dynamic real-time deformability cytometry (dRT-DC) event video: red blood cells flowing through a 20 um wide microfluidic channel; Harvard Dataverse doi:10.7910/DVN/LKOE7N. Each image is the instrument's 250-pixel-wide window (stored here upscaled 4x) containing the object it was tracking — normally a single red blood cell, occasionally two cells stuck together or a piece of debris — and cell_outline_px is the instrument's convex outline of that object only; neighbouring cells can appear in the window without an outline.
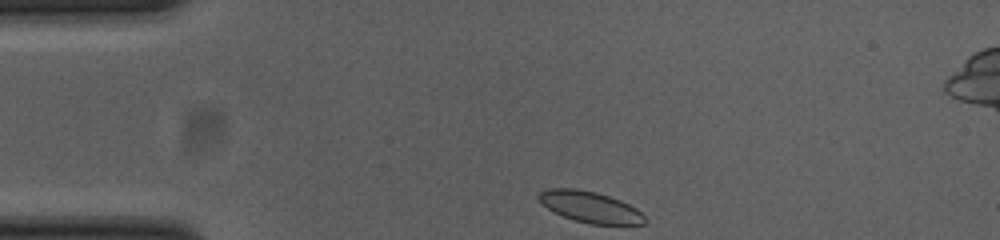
{"species": "common noctule bat (a hibernating species)", "species_latin": "Nyctalus noctula", "temperature_condition": "cold", "stored_images_in_passage": 36, "camera_frame_rate_fps": 3000, "um_per_image_px": 0.085, "animal": {"sex": "female", "body_mass_g": 23.0, "forearm_length_mm": 53.4}, "frame": {"image": 1, "passage_image": 1, "time_ms": 0.0, "image_size_px": [1000, 240], "cell_outline_px": [[644, 224], [588, 224], [552, 212], [536, 196], [540, 192], [548, 188], [576, 188], [596, 192], [620, 200], [636, 208], [644, 216]], "centroid_in_image_um": [50.13, 17.58], "position_along_channel_um": 34.9, "area_um2": 19.02}}
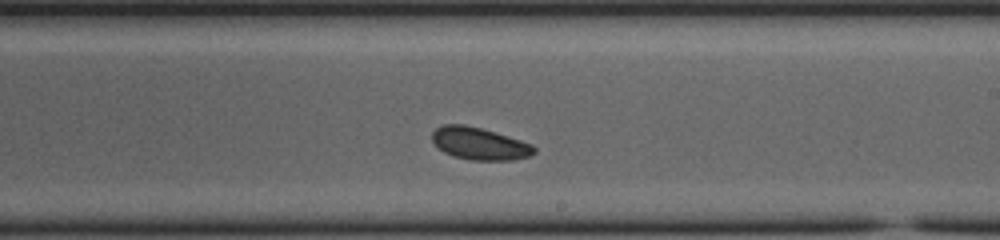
{"frame": {"image": 2, "passage_image": 22, "time_ms": 7.0, "image_size_px": [1000, 240], "cell_outline_px": [[536, 152], [528, 156], [512, 160], [472, 160], [452, 156], [444, 152], [432, 140], [432, 132], [440, 124], [464, 124], [480, 128], [508, 136], [532, 144], [536, 148]], "centroid_in_image_um": [40.74, 12.2], "position_along_channel_um": 248.3, "area_um2": 19.13}}
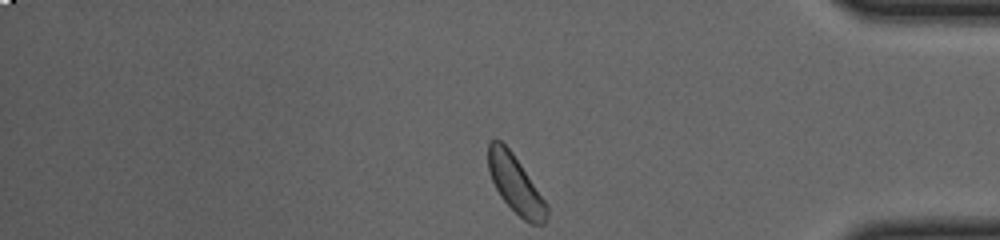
{"frame": {"image": 3, "passage_image": 36, "time_ms": 11.667, "image_size_px": [1000, 240], "cell_outline_px": [[548, 216], [544, 224], [528, 224], [500, 196], [492, 180], [488, 168], [488, 144], [492, 140], [500, 140], [512, 152], [548, 204]], "centroid_in_image_um": [43.84, 15.69], "position_along_channel_um": 391.4, "area_um2": 19.48}, "authors_computed_cell_mechanics": {"area_um2": 19.3052, "velocity_mm_per_s": 3.6283, "shape_relaxation_time_tau1_ms": 4.3048, "shape_relaxation_time_tau2_ms": null, "deformation_change_tau1": 0.0888, "deformation_change_tau2": null}}